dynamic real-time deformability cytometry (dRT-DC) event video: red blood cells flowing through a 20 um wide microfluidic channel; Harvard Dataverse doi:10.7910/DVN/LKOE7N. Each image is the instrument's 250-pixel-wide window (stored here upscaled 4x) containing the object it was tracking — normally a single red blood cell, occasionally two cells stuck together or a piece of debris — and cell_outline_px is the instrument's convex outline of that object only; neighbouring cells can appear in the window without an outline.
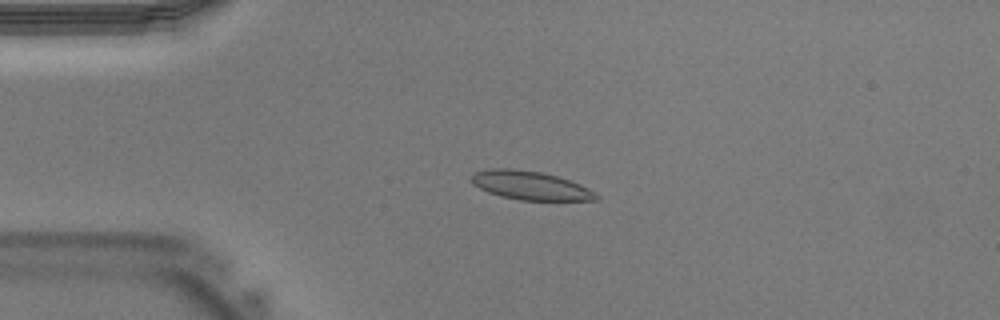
{"species": "Egyptian fruit bat (a non-hibernating species)", "species_latin": "Rousettus aegyptiacus", "temperature_condition": "warm", "stored_images_in_passage": 39, "camera_frame_rate_fps": 3000, "um_per_image_px": 0.085, "animal": {"sex": "male"}, "frame": {"image": 1, "passage_image": 8, "time_ms": 2.333, "image_size_px": [1000, 320], "cell_outline_px": [[600, 200], [520, 200], [500, 196], [488, 192], [472, 184], [468, 180], [476, 172], [488, 168], [512, 168], [540, 172], [556, 176], [580, 184], [596, 192], [600, 196]], "centroid_in_image_um": [45.07, 15.77], "position_along_channel_um": 39.9, "area_um2": 20.92}}
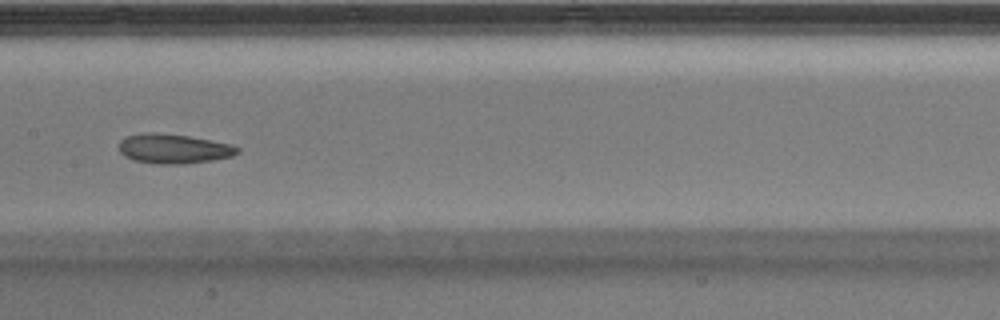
{"frame": {"image": 2, "passage_image": 19, "time_ms": 6.0, "image_size_px": [1000, 320], "cell_outline_px": [[240, 152], [232, 156], [212, 160], [184, 164], [156, 164], [132, 160], [124, 156], [120, 152], [120, 140], [128, 136], [144, 132], [152, 132], [188, 136], [232, 144], [240, 148]], "centroid_in_image_um": [14.76, 12.65], "position_along_channel_um": 192.6, "area_um2": 20.46}}
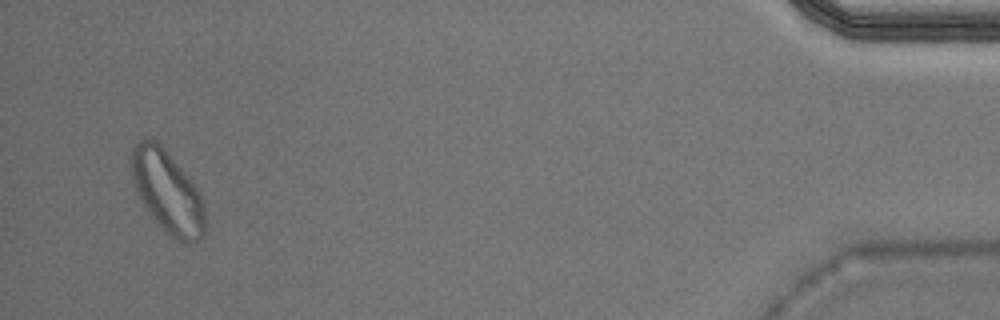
{"frame": {"image": 3, "passage_image": 38, "time_ms": 12.333, "image_size_px": [1000, 320], "cell_outline_px": [[204, 236], [200, 240], [180, 240], [168, 236], [164, 232], [144, 208], [132, 180], [132, 148], [140, 140], [156, 140], [160, 144], [180, 168], [196, 188], [204, 204]], "centroid_in_image_um": [14.2, 16.34], "position_along_channel_um": 421.0, "area_um2": 34.51}}